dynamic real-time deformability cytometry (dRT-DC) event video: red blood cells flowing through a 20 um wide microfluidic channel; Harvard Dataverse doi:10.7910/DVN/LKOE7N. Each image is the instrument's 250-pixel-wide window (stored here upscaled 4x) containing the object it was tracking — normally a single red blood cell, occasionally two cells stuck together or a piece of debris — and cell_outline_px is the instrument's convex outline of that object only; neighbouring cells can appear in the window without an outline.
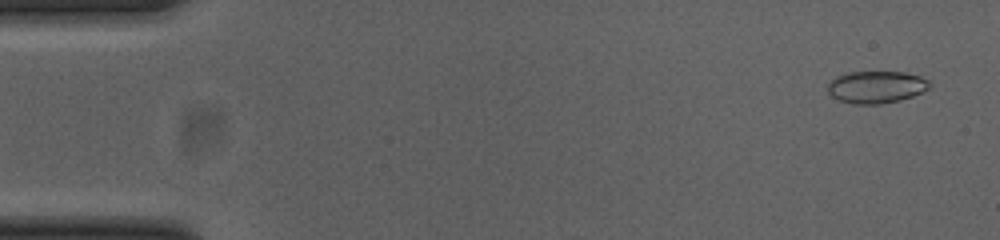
{"species": "common noctule bat (a hibernating species)", "species_latin": "Nyctalus noctula", "temperature_condition": "cold", "stored_images_in_passage": 51, "camera_frame_rate_fps": 3000, "um_per_image_px": 0.085, "animal": {"sex": "female", "body_mass_g": 23.0, "forearm_length_mm": 53.4}, "frame": {"image": 1, "passage_image": 3, "time_ms": 0.667, "image_size_px": [1000, 240], "cell_outline_px": [[932, 84], [928, 88], [912, 96], [900, 100], [880, 104], [852, 104], [840, 100], [832, 96], [828, 92], [828, 84], [836, 76], [848, 72], [904, 72], [920, 76], [928, 80]], "centroid_in_image_um": [74.47, 7.39], "position_along_channel_um": 10.5, "area_um2": 19.02}}
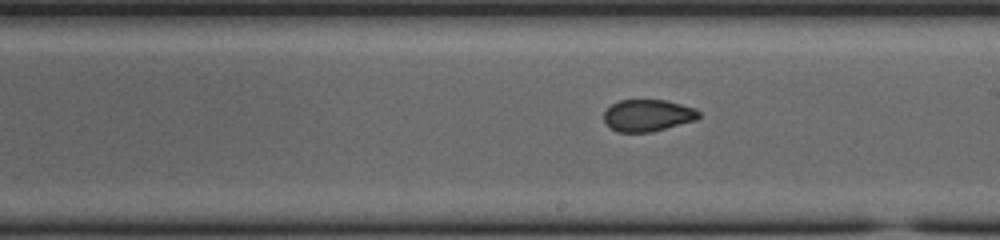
{"frame": {"image": 2, "passage_image": 30, "time_ms": 9.667, "image_size_px": [1000, 240], "cell_outline_px": [[700, 116], [696, 120], [652, 132], [616, 132], [604, 120], [604, 112], [612, 104], [620, 100], [664, 100], [696, 108], [700, 112]], "centroid_in_image_um": [55.08, 9.81], "position_along_channel_um": 233.9, "area_um2": 17.57}}
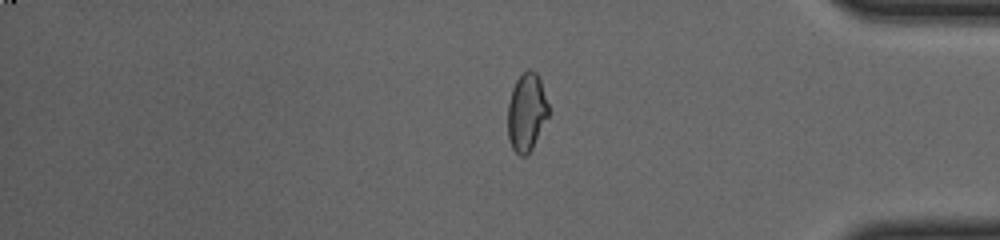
{"frame": {"image": 3, "passage_image": 44, "time_ms": 14.333, "image_size_px": [1000, 240], "cell_outline_px": [[548, 116], [532, 148], [524, 156], [520, 156], [512, 148], [508, 136], [508, 104], [512, 88], [516, 80], [528, 68], [536, 72], [540, 80], [548, 104]], "centroid_in_image_um": [44.75, 9.52], "position_along_channel_um": 390.5, "area_um2": 18.26}}